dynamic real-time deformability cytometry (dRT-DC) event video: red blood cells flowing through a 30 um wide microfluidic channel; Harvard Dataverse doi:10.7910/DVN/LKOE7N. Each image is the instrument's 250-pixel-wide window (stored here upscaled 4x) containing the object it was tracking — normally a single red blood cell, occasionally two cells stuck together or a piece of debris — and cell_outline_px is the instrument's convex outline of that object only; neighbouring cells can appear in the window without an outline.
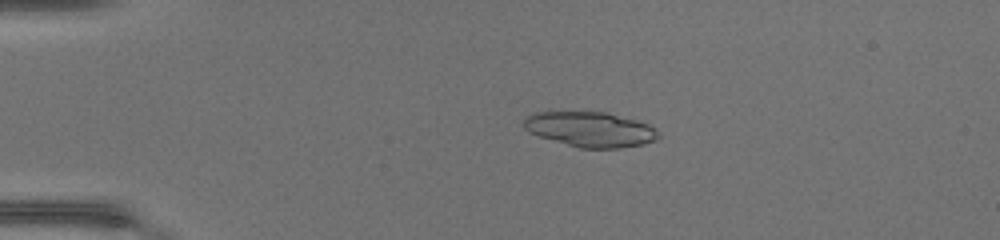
{"species": "common noctule bat (a hibernating species)", "species_latin": "Nyctalus noctula", "temperature_condition": "warm", "stored_images_in_passage": 42, "camera_frame_rate_fps": 3000, "um_per_image_px": 0.085, "animal": {"sex": "female", "body_mass_g": 17.0, "forearm_length_mm": 48.0}, "frame": {"image": 1, "passage_image": 6, "time_ms": 1.667, "image_size_px": [1000, 240], "cell_outline_px": [[660, 136], [656, 140], [644, 144], [620, 148], [580, 148], [540, 136], [528, 132], [524, 128], [524, 120], [528, 116], [536, 112], [608, 112], [636, 120], [648, 124]], "centroid_in_image_um": [50.18, 10.99], "position_along_channel_um": 34.8, "area_um2": 27.22}}
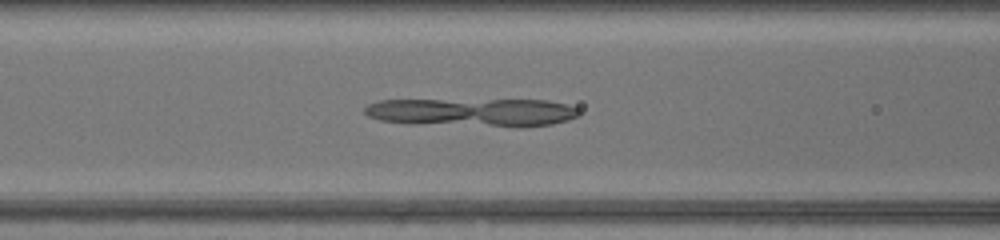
{"frame": {"image": 2, "passage_image": 16, "time_ms": 5.0, "image_size_px": [1000, 240], "cell_outline_px": [[580, 116], [568, 120], [552, 124], [524, 128], [516, 128], [408, 124], [380, 120], [368, 116], [364, 112], [364, 108], [368, 104], [380, 100], [548, 100], [564, 104], [576, 108], [580, 112]], "centroid_in_image_um": [40.17, 9.58], "position_along_channel_um": 126.4, "area_um2": 36.3}}
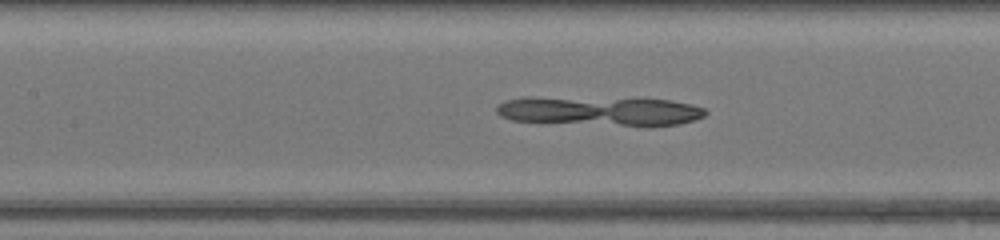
{"frame": {"image": 3, "passage_image": 18, "time_ms": 5.667, "image_size_px": [1000, 240], "cell_outline_px": [[708, 112], [704, 116], [680, 124], [648, 128], [644, 128], [512, 120], [500, 116], [496, 112], [496, 108], [504, 100], [528, 96], [672, 100], [692, 104], [704, 108]], "centroid_in_image_um": [51.02, 9.46], "position_along_channel_um": 156.4, "area_um2": 36.65}}